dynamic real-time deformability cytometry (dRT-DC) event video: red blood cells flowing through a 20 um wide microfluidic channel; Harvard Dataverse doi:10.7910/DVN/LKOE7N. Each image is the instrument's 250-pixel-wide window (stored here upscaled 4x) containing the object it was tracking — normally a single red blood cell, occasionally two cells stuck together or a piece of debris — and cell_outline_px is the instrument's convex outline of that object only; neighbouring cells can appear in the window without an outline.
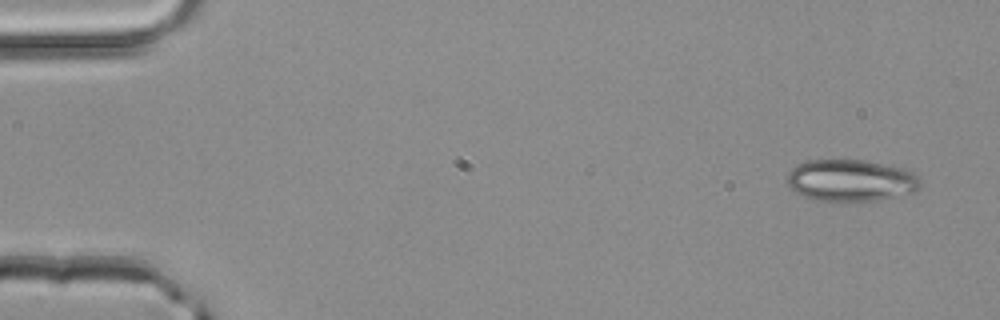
{"species": "common noctule bat (a hibernating species)", "species_latin": "Nyctalus noctula", "temperature_condition": "room temperature", "stored_images_in_passage": 48, "camera_frame_rate_fps": 3000, "um_per_image_px": 0.085, "animal": {"sex": "male", "body_mass_g": 20.4}, "frame": {"image": 1, "passage_image": 1, "time_ms": 0.0, "image_size_px": [1000, 320], "cell_outline_px": [[920, 188], [912, 192], [876, 200], [820, 200], [808, 196], [792, 188], [788, 184], [788, 172], [792, 168], [808, 160], [864, 160], [900, 168], [912, 172], [920, 180]], "centroid_in_image_um": [72.34, 15.31], "position_along_channel_um": 12.7, "area_um2": 31.44}}
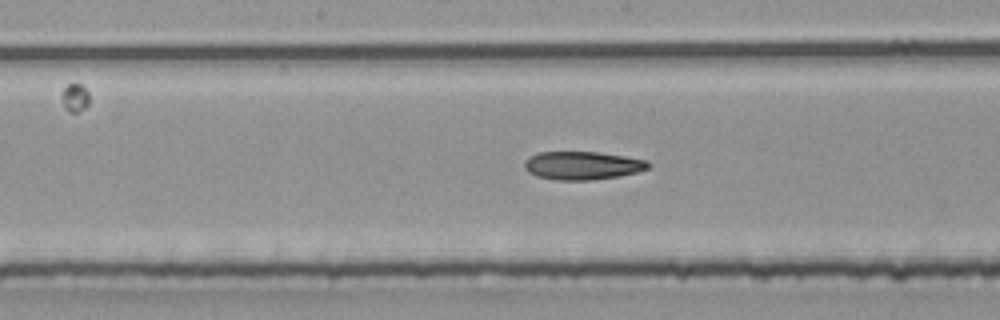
{"frame": {"image": 2, "passage_image": 24, "time_ms": 7.667, "image_size_px": [1000, 320], "cell_outline_px": [[652, 164], [648, 168], [636, 172], [620, 176], [588, 180], [556, 180], [536, 176], [528, 172], [524, 168], [524, 160], [540, 152], [600, 152], [648, 160]], "centroid_in_image_um": [49.51, 14.07], "position_along_channel_um": 198.7, "area_um2": 20.4}}
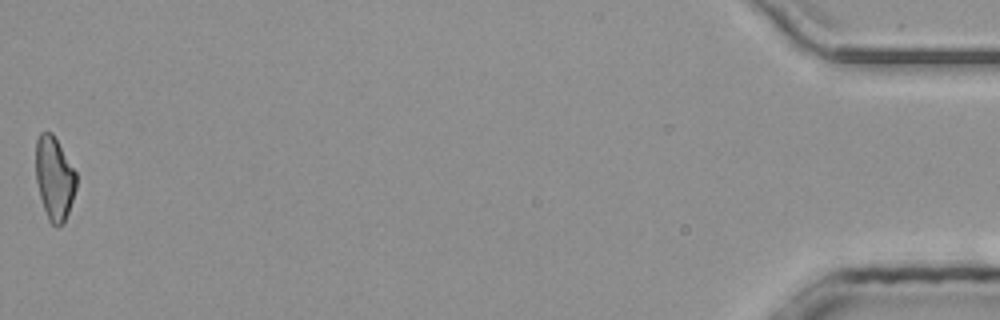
{"frame": {"image": 3, "passage_image": 48, "time_ms": 15.667, "image_size_px": [1000, 320], "cell_outline_px": [[76, 188], [64, 224], [52, 224], [48, 220], [40, 196], [36, 180], [36, 140], [40, 132], [52, 132], [76, 172]], "centroid_in_image_um": [4.61, 15.13], "position_along_channel_um": 430.6, "area_um2": 19.42}, "authors_computed_cell_mechanics": {"area_um2": 20.6924, "velocity_mm_per_s": 4.1946, "shape_relaxation_time_tau1_ms": null, "shape_relaxation_time_tau2_ms": 7.1586, "deformation_change_tau1": null, "deformation_change_tau2": 0.1709}}